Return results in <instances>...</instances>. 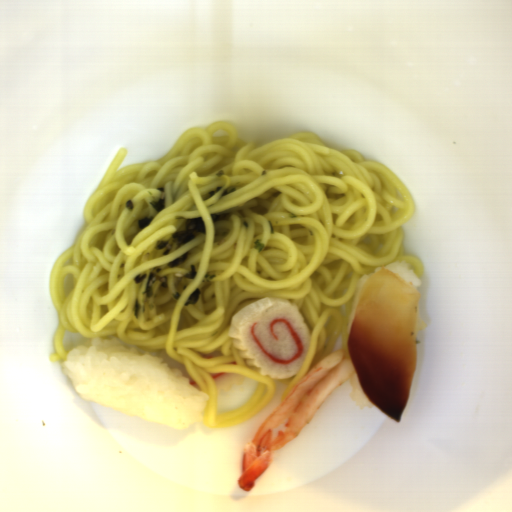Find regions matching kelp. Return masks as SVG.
Instances as JSON below:
<instances>
[{
  "label": "kelp",
  "instance_id": "obj_1",
  "mask_svg": "<svg viewBox=\"0 0 512 512\" xmlns=\"http://www.w3.org/2000/svg\"><path fill=\"white\" fill-rule=\"evenodd\" d=\"M205 222L201 217L190 218L186 221L185 229L176 232L169 240H158L155 249L164 250L163 255L171 253L179 246L191 241L198 235H205Z\"/></svg>",
  "mask_w": 512,
  "mask_h": 512
},
{
  "label": "kelp",
  "instance_id": "obj_2",
  "mask_svg": "<svg viewBox=\"0 0 512 512\" xmlns=\"http://www.w3.org/2000/svg\"><path fill=\"white\" fill-rule=\"evenodd\" d=\"M155 282H160L163 288H167L169 286L168 280L165 276H159L155 272H151L149 274V279L146 282L145 290L143 292L147 299L152 298L153 296V285Z\"/></svg>",
  "mask_w": 512,
  "mask_h": 512
},
{
  "label": "kelp",
  "instance_id": "obj_3",
  "mask_svg": "<svg viewBox=\"0 0 512 512\" xmlns=\"http://www.w3.org/2000/svg\"><path fill=\"white\" fill-rule=\"evenodd\" d=\"M236 190L237 189L235 187H231L229 189H226L223 186H218L214 191L208 192V195H210V196L220 195L221 197H224L226 195L232 194Z\"/></svg>",
  "mask_w": 512,
  "mask_h": 512
},
{
  "label": "kelp",
  "instance_id": "obj_4",
  "mask_svg": "<svg viewBox=\"0 0 512 512\" xmlns=\"http://www.w3.org/2000/svg\"><path fill=\"white\" fill-rule=\"evenodd\" d=\"M189 252L188 253H185L183 255H180L178 257H176L175 259H173L172 261H170L169 263H167L168 265V268H174V267H178L186 262H188V257H189Z\"/></svg>",
  "mask_w": 512,
  "mask_h": 512
},
{
  "label": "kelp",
  "instance_id": "obj_5",
  "mask_svg": "<svg viewBox=\"0 0 512 512\" xmlns=\"http://www.w3.org/2000/svg\"><path fill=\"white\" fill-rule=\"evenodd\" d=\"M200 293H201V290H199L198 288L195 289L192 294L186 299V302H185V306H190V305H194L196 303L199 302L200 300Z\"/></svg>",
  "mask_w": 512,
  "mask_h": 512
},
{
  "label": "kelp",
  "instance_id": "obj_6",
  "mask_svg": "<svg viewBox=\"0 0 512 512\" xmlns=\"http://www.w3.org/2000/svg\"><path fill=\"white\" fill-rule=\"evenodd\" d=\"M231 214L232 213L230 211L223 212V213H210V217L213 220V222L224 221V220H229Z\"/></svg>",
  "mask_w": 512,
  "mask_h": 512
},
{
  "label": "kelp",
  "instance_id": "obj_7",
  "mask_svg": "<svg viewBox=\"0 0 512 512\" xmlns=\"http://www.w3.org/2000/svg\"><path fill=\"white\" fill-rule=\"evenodd\" d=\"M144 309V306L141 305L139 300L136 298L134 301V306L132 308L135 318L140 319L141 313L144 311Z\"/></svg>",
  "mask_w": 512,
  "mask_h": 512
},
{
  "label": "kelp",
  "instance_id": "obj_8",
  "mask_svg": "<svg viewBox=\"0 0 512 512\" xmlns=\"http://www.w3.org/2000/svg\"><path fill=\"white\" fill-rule=\"evenodd\" d=\"M149 205L154 208L157 212H160L164 209L165 207V200H164V197L163 198H160L158 200H155V201H150Z\"/></svg>",
  "mask_w": 512,
  "mask_h": 512
},
{
  "label": "kelp",
  "instance_id": "obj_9",
  "mask_svg": "<svg viewBox=\"0 0 512 512\" xmlns=\"http://www.w3.org/2000/svg\"><path fill=\"white\" fill-rule=\"evenodd\" d=\"M153 217L152 216H147L141 220H139L137 222V229H139L140 231L141 230H144L148 225H150L153 221Z\"/></svg>",
  "mask_w": 512,
  "mask_h": 512
},
{
  "label": "kelp",
  "instance_id": "obj_10",
  "mask_svg": "<svg viewBox=\"0 0 512 512\" xmlns=\"http://www.w3.org/2000/svg\"><path fill=\"white\" fill-rule=\"evenodd\" d=\"M189 269H190L189 273L186 274V275H183L182 277L184 279H191V280L195 279V277H196V275L198 273L195 264L190 265Z\"/></svg>",
  "mask_w": 512,
  "mask_h": 512
},
{
  "label": "kelp",
  "instance_id": "obj_11",
  "mask_svg": "<svg viewBox=\"0 0 512 512\" xmlns=\"http://www.w3.org/2000/svg\"><path fill=\"white\" fill-rule=\"evenodd\" d=\"M146 276H147V275H146V273H144V274H139L138 276H136L135 278H133V282H134L135 284H140Z\"/></svg>",
  "mask_w": 512,
  "mask_h": 512
},
{
  "label": "kelp",
  "instance_id": "obj_12",
  "mask_svg": "<svg viewBox=\"0 0 512 512\" xmlns=\"http://www.w3.org/2000/svg\"><path fill=\"white\" fill-rule=\"evenodd\" d=\"M124 207L128 211H131L132 209H134L135 205H134V202H132L131 200H128L127 202H125Z\"/></svg>",
  "mask_w": 512,
  "mask_h": 512
}]
</instances>
